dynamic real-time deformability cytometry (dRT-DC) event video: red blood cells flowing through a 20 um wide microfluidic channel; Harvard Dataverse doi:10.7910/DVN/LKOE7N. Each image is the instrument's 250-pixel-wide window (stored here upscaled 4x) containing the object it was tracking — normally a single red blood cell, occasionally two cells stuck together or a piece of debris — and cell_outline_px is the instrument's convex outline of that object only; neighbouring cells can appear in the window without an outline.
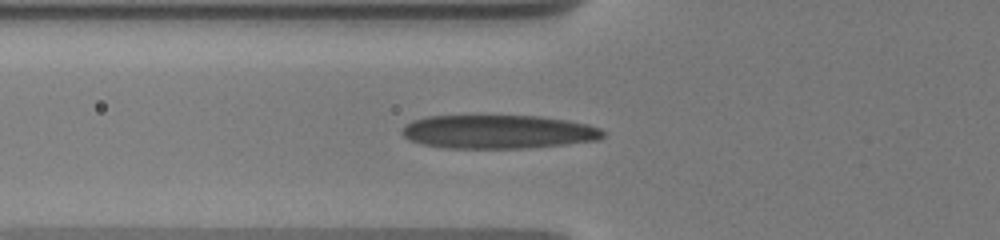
{"species": "human", "species_latin": "Homo sapiens", "temperature_condition": "warm", "stored_images_in_passage": 6, "camera_frame_rate_fps": 3000, "um_per_image_px": 0.085, "donor": {"sex": "male"}, "frame": {"image": 1, "passage_image": 4, "time_ms": 2.333, "image_size_px": [1000, 240], "cell_outline_px": [[604, 136], [600, 140], [528, 148], [448, 148], [420, 144], [408, 140], [400, 132], [404, 124], [412, 120], [428, 116], [540, 116], [568, 120], [588, 124], [600, 128], [604, 132]], "centroid_in_image_um": [42.32, 11.2], "position_along_channel_um": 83.5, "area_um2": 39.71}}
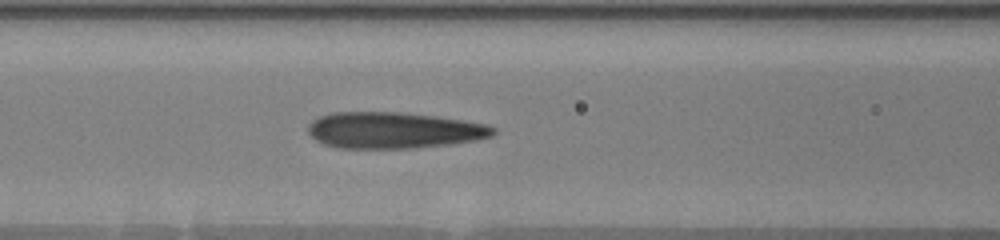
{"frame": {"image": 2, "passage_image": 6, "time_ms": 3.667, "image_size_px": [1000, 240], "cell_outline_px": [[496, 132], [492, 136], [476, 140], [448, 144], [416, 148], [340, 148], [324, 144], [316, 140], [308, 132], [308, 124], [312, 120], [320, 116], [332, 112], [400, 112], [436, 116], [464, 120], [484, 124], [496, 128]], "centroid_in_image_um": [33.46, 11.07], "position_along_channel_um": 133.1, "area_um2": 39.19}}